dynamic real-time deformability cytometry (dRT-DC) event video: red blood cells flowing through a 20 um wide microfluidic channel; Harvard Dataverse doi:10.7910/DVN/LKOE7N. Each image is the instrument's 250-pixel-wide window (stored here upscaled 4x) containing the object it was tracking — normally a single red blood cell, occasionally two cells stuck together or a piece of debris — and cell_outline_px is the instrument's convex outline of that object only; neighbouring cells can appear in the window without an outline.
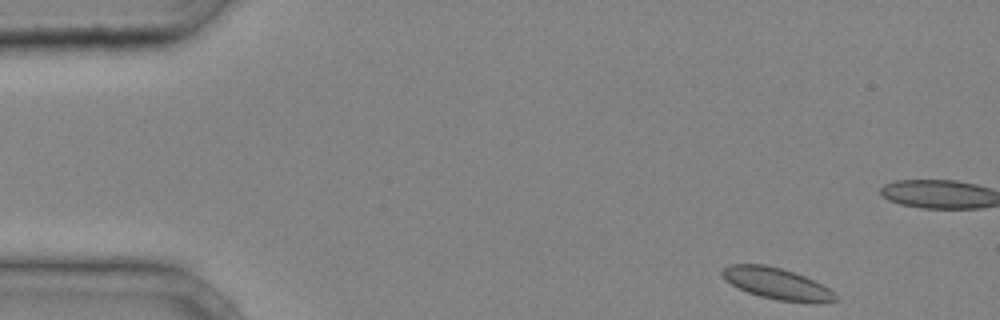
{"species": "common noctule bat (a hibernating species)", "species_latin": "Nyctalus noctula", "temperature_condition": "cold", "stored_images_in_passage": 32, "camera_frame_rate_fps": 3000, "um_per_image_px": 0.085, "animal": {"sex": "male", "body_mass_g": 20.4}, "frame": {"image": 1, "passage_image": 1, "time_ms": 0.0, "image_size_px": [1000, 320], "cell_outline_px": [[840, 300], [816, 304], [780, 300], [760, 296], [748, 292], [732, 284], [720, 272], [728, 264], [764, 264], [780, 268], [804, 276], [828, 288]], "centroid_in_image_um": [66.06, 24.12], "position_along_channel_um": 18.9, "area_um2": 20.4}}
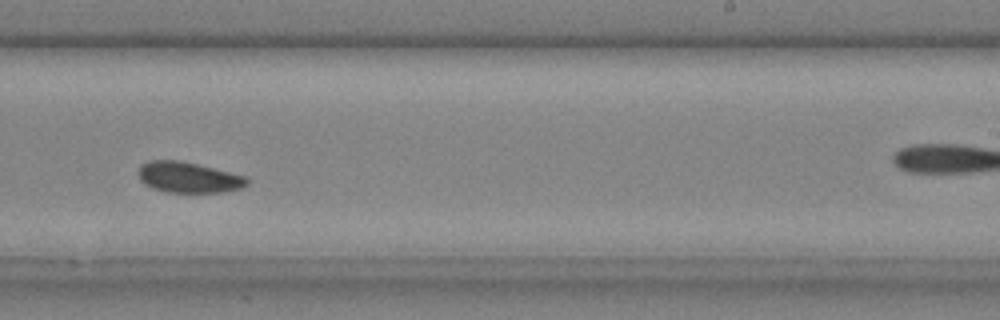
{"frame": {"image": 2, "passage_image": 23, "time_ms": 7.333, "image_size_px": [1000, 320], "cell_outline_px": [[248, 184], [240, 188], [224, 192], [168, 192], [152, 188], [144, 184], [140, 180], [140, 164], [148, 160], [180, 160], [248, 176]], "centroid_in_image_um": [16.03, 15.07], "position_along_channel_um": 273.0, "area_um2": 19.48}}